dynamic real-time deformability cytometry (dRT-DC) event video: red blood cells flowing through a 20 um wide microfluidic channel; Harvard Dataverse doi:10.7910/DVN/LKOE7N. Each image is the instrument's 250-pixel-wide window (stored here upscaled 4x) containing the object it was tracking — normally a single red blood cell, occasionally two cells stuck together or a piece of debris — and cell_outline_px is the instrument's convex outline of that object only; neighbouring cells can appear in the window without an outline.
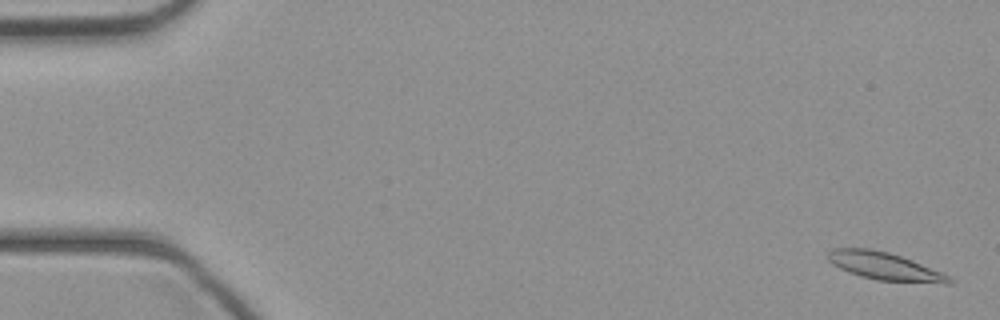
{"species": "common noctule bat (a hibernating species)", "species_latin": "Nyctalus noctula", "temperature_condition": "cold", "stored_images_in_passage": 8, "camera_frame_rate_fps": 3000, "um_per_image_px": 0.085, "animal": {"sex": "female", "body_mass_g": 21.9}, "frame": {"image": 1, "passage_image": 2, "time_ms": 0.333, "image_size_px": [1000, 320], "cell_outline_px": [[956, 280], [952, 284], [944, 284], [876, 280], [860, 276], [848, 272], [832, 264], [828, 260], [828, 252], [832, 248], [868, 248], [888, 252], [912, 260], [940, 272]], "centroid_in_image_um": [75.2, 22.64], "position_along_channel_um": 9.8, "area_um2": 19.59}}